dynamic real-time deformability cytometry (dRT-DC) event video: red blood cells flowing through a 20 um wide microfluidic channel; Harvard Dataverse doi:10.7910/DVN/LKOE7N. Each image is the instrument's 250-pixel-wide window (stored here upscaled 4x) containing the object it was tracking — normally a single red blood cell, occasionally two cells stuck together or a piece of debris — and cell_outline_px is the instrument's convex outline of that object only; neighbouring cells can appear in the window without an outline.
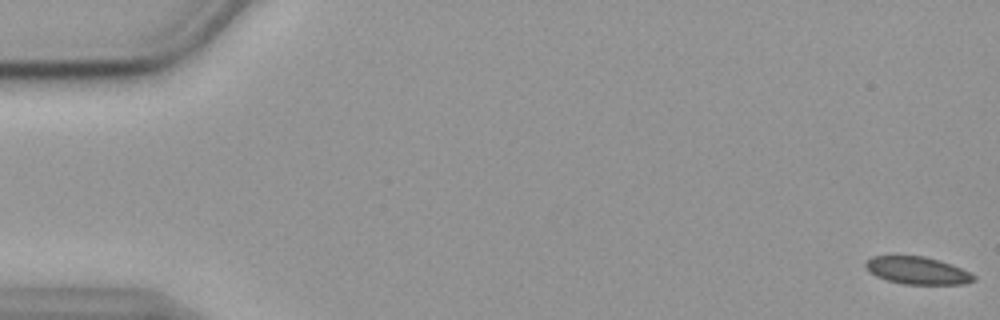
{"species": "common noctule bat (a hibernating species)", "species_latin": "Nyctalus noctula", "temperature_condition": "cold", "stored_images_in_passage": 58, "camera_frame_rate_fps": 3000, "um_per_image_px": 0.085, "animal": {"sex": "female", "body_mass_g": 19.9}, "frame": {"image": 1, "passage_image": 1, "time_ms": 0.0, "image_size_px": [1000, 320], "cell_outline_px": [[976, 280], [964, 284], [904, 284], [888, 280], [876, 276], [864, 264], [872, 256], [924, 256], [940, 260], [952, 264], [976, 276]], "centroid_in_image_um": [78.02, 22.99], "position_along_channel_um": 7.0, "area_um2": 17.11}}
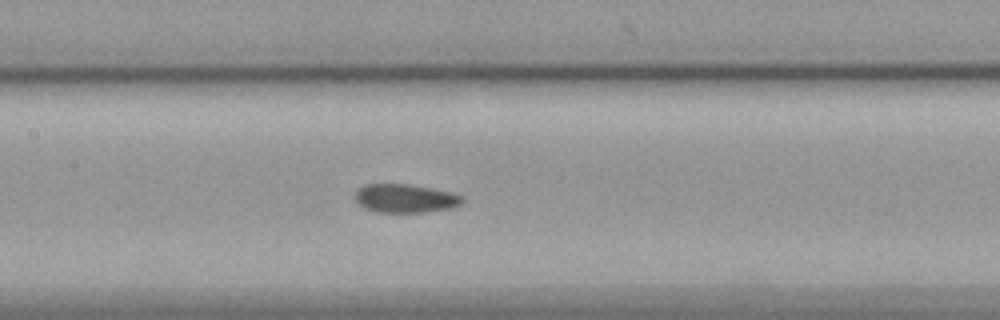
{"frame": {"image": 2, "passage_image": 27, "time_ms": 8.667, "image_size_px": [1000, 320], "cell_outline_px": [[464, 200], [460, 204], [448, 208], [424, 212], [376, 212], [364, 208], [356, 200], [356, 192], [360, 188], [368, 184], [408, 184], [432, 188], [452, 192], [464, 196]], "centroid_in_image_um": [34.47, 16.86], "position_along_channel_um": 172.9, "area_um2": 17.69}}
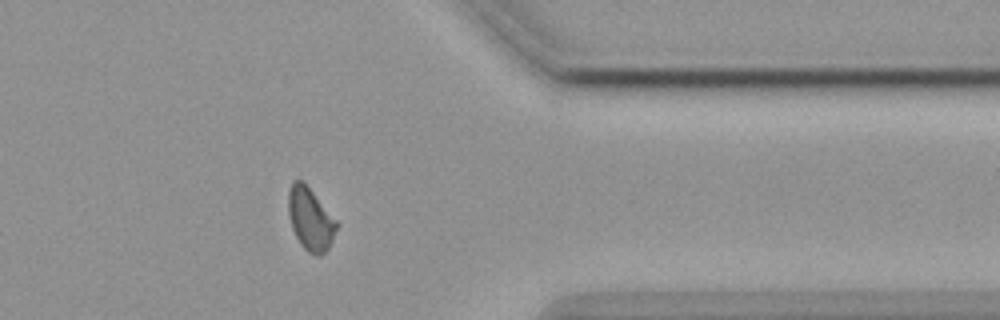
{"frame": {"image": 3, "passage_image": 46, "time_ms": 15.0, "image_size_px": [1000, 320], "cell_outline_px": [[340, 224], [328, 248], [320, 256], [316, 256], [308, 252], [300, 244], [292, 228], [288, 216], [288, 192], [292, 180], [304, 180]], "centroid_in_image_um": [26.38, 18.59], "position_along_channel_um": 385.0, "area_um2": 17.98}, "authors_computed_cell_mechanics": {"area_um2": 18.0047, "velocity_mm_per_s": 3.5628, "shape_relaxation_time_tau1_ms": null, "shape_relaxation_time_tau2_ms": 1.8142, "deformation_change_tau1": null, "deformation_change_tau2": 0.0527}}